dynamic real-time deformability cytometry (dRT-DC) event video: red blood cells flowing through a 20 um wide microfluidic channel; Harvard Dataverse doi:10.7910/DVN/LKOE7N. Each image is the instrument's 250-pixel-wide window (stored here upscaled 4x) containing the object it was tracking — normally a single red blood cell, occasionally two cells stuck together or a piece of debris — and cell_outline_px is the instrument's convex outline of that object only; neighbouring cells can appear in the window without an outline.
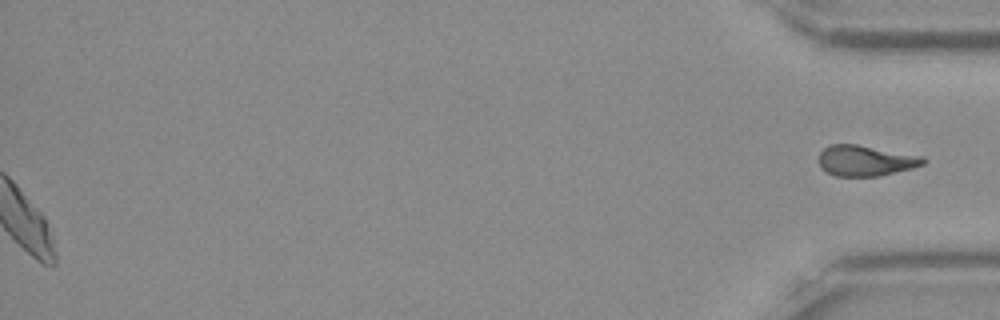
{"species": "Egyptian fruit bat (a non-hibernating species)", "species_latin": "Rousettus aegyptiacus", "temperature_condition": "room temperature", "stored_images_in_passage": 52, "segment_of_instrument_passage": [2, 2], "camera_frame_rate_fps": 3000, "um_per_image_px": 0.085, "frame": {"image": 1, "passage_image": 52, "time_ms": 17.0, "image_size_px": [1000, 320], "cell_outline_px": [[928, 160], [924, 164], [912, 168], [876, 176], [836, 176], [824, 172], [820, 168], [820, 152], [828, 144], [856, 144], [924, 156]], "centroid_in_image_um": [73.57, 13.65], "position_along_channel_um": 361.6, "area_um2": 18.73}}